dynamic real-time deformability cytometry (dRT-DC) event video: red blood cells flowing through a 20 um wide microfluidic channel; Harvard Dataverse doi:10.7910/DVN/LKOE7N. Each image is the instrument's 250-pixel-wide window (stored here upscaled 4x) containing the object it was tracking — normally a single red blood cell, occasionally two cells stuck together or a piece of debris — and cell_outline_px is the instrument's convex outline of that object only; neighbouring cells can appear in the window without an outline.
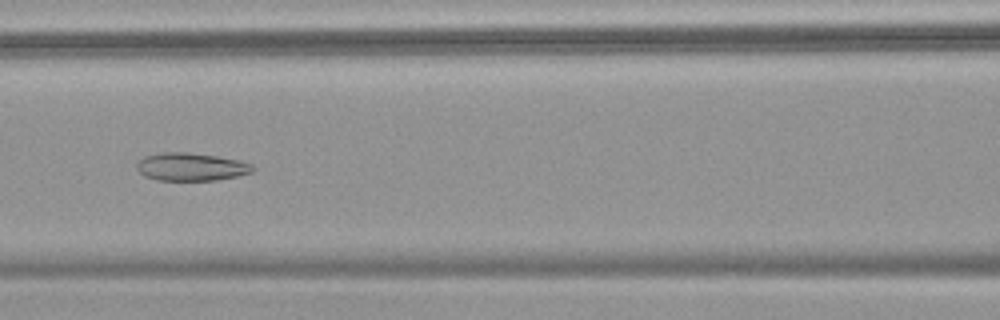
{"species": "common noctule bat (a hibernating species)", "species_latin": "Nyctalus noctula", "temperature_condition": "warm", "stored_images_in_passage": 48, "camera_frame_rate_fps": 3000, "um_per_image_px": 0.085, "animal": {"sex": "female", "body_mass_g": 18.4}, "frame": {"image": 1, "passage_image": 19, "time_ms": 6.0, "image_size_px": [1000, 320], "cell_outline_px": [[256, 168], [252, 172], [236, 176], [216, 180], [156, 180], [144, 176], [136, 168], [136, 164], [144, 156], [160, 152], [188, 152], [216, 156], [240, 160], [252, 164]], "centroid_in_image_um": [16.23, 14.17], "position_along_channel_um": 150.4, "area_um2": 18.96}}
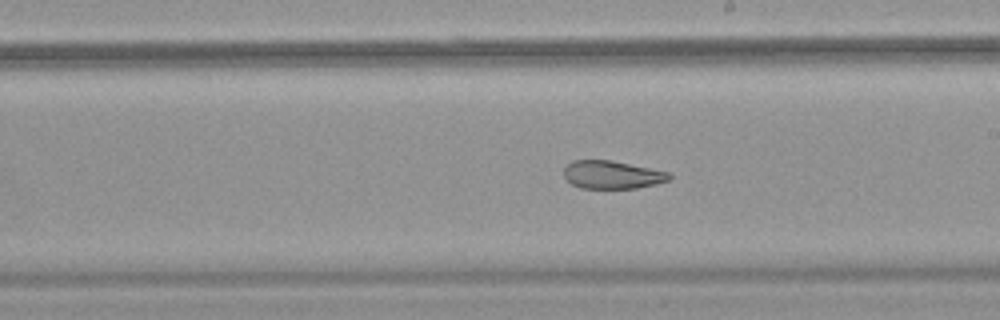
{"frame": {"image": 2, "passage_image": 26, "time_ms": 8.333, "image_size_px": [1000, 320], "cell_outline_px": [[672, 176], [668, 180], [656, 184], [636, 188], [580, 188], [572, 184], [564, 176], [564, 168], [572, 160], [612, 160], [672, 172]], "centroid_in_image_um": [52.06, 14.84], "position_along_channel_um": 236.9, "area_um2": 17.34}}
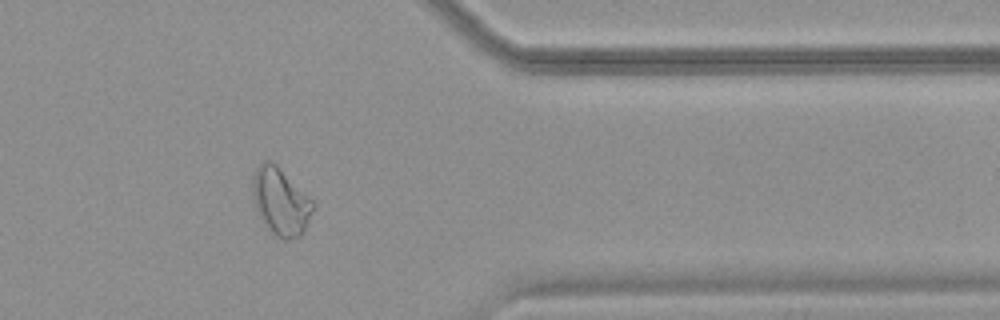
{"frame": {"image": 3, "passage_image": 39, "time_ms": 12.667, "image_size_px": [1000, 320], "cell_outline_px": [[316, 204], [304, 232], [300, 236], [284, 240], [276, 236], [272, 232], [260, 216], [256, 208], [252, 196], [252, 176], [256, 168], [264, 160], [268, 160], [276, 164]], "centroid_in_image_um": [23.85, 17.12], "position_along_channel_um": 387.5, "area_um2": 23.47}, "authors_computed_cell_mechanics": {"area_um2": 23.0622, "velocity_mm_per_s": 3.7337, "shape_relaxation_time_tau1_ms": null, "shape_relaxation_time_tau2_ms": 2.5413, "deformation_change_tau1": null, "deformation_change_tau2": 0.0832}}